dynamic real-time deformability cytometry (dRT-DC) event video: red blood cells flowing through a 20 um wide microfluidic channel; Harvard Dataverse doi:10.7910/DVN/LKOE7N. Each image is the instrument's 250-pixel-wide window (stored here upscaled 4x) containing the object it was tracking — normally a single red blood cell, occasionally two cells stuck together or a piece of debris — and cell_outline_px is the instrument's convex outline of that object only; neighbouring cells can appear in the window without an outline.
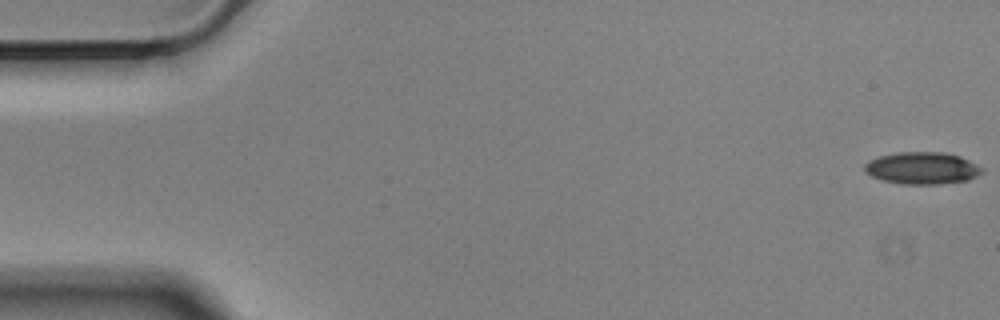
{"species": "Egyptian fruit bat (a non-hibernating species)", "species_latin": "Rousettus aegyptiacus", "temperature_condition": "cold", "stored_images_in_passage": 57, "camera_frame_rate_fps": 3000, "um_per_image_px": 0.085, "animal": {"sex": "male"}, "frame": {"image": 1, "passage_image": 1, "time_ms": 0.0, "image_size_px": [1000, 320], "cell_outline_px": [[984, 172], [968, 180], [940, 184], [900, 184], [884, 180], [872, 176], [864, 172], [864, 164], [868, 160], [880, 156], [896, 152], [944, 152], [960, 156], [984, 168]], "centroid_in_image_um": [78.38, 14.29], "position_along_channel_um": 6.6, "area_um2": 22.08}}
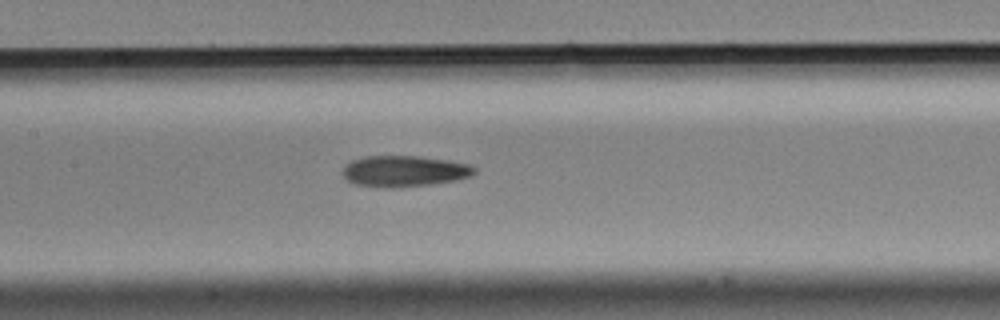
{"frame": {"image": 2, "passage_image": 27, "time_ms": 8.667, "image_size_px": [1000, 320], "cell_outline_px": [[476, 172], [472, 176], [456, 180], [432, 184], [392, 188], [388, 188], [356, 184], [348, 180], [340, 172], [344, 164], [352, 160], [364, 156], [420, 156], [448, 160], [472, 164], [476, 168]], "centroid_in_image_um": [34.37, 14.54], "position_along_channel_um": 173.0, "area_um2": 24.16}}
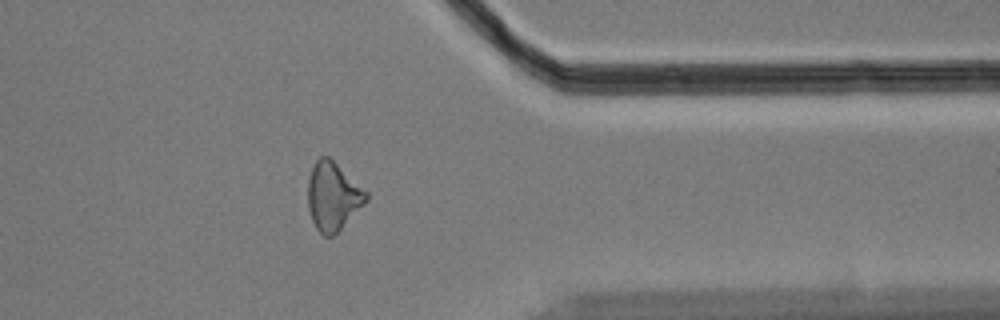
{"frame": {"image": 3, "passage_image": 46, "time_ms": 15.0, "image_size_px": [1000, 320], "cell_outline_px": [[368, 200], [332, 236], [324, 236], [316, 228], [312, 220], [308, 208], [308, 180], [312, 168], [316, 160], [320, 156], [328, 156], [368, 192]], "centroid_in_image_um": [28.29, 16.67], "position_along_channel_um": 383.1, "area_um2": 22.77}, "authors_computed_cell_mechanics": {"area_um2": 22.9466, "velocity_mm_per_s": 3.5034, "shape_relaxation_time_tau1_ms": null, "shape_relaxation_time_tau2_ms": 8.0454, "deformation_change_tau1": null, "deformation_change_tau2": 0.1995}}